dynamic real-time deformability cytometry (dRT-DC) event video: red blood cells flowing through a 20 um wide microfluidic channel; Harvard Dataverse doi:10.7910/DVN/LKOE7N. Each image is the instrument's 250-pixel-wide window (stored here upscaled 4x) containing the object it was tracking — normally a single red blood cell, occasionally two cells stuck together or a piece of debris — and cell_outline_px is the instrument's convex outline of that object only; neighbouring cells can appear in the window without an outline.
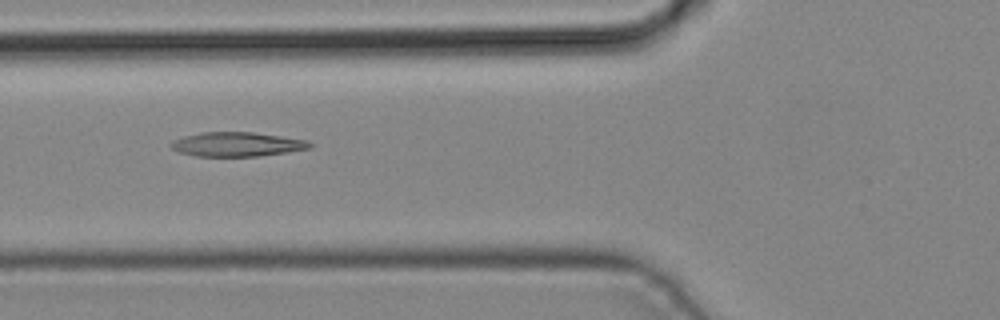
{"species": "common noctule bat (a hibernating species)", "species_latin": "Nyctalus noctula", "temperature_condition": "cold", "stored_images_in_passage": 3, "camera_frame_rate_fps": 3000, "um_per_image_px": 0.085, "animal": {"sex": "male", "body_mass_g": 19.2, "forearm_length_mm": 51.8}, "frame": {"image": 1, "passage_image": 3, "time_ms": 0.667, "image_size_px": [1000, 320], "cell_outline_px": [[312, 148], [288, 152], [260, 156], [196, 156], [180, 152], [172, 148], [172, 140], [184, 136], [200, 132], [252, 132], [308, 140], [312, 144]], "centroid_in_image_um": [20.18, 12.26], "position_along_channel_um": 105.6, "area_um2": 19.59}}